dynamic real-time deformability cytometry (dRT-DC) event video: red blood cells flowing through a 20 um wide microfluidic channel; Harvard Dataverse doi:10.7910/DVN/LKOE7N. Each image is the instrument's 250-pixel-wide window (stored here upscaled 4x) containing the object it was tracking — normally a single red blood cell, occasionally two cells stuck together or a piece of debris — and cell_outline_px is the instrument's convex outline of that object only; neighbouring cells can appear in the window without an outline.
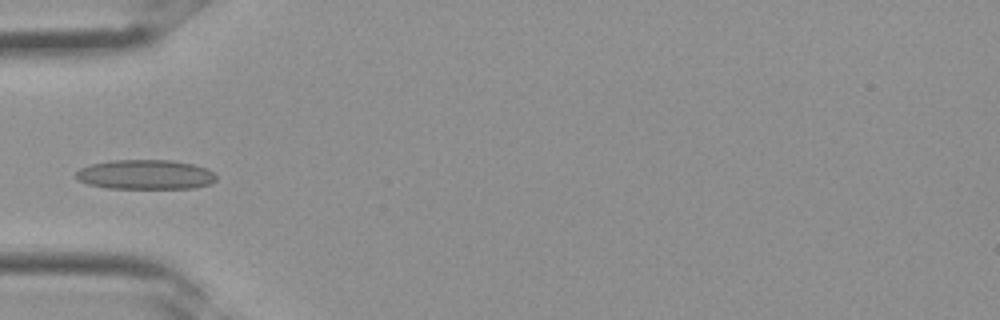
{"species": "Egyptian fruit bat (a non-hibernating species)", "species_latin": "Rousettus aegyptiacus", "temperature_condition": "room temperature", "stored_images_in_passage": 33, "camera_frame_rate_fps": 3000, "um_per_image_px": 0.085, "frame": {"image": 1, "passage_image": 11, "time_ms": 3.333, "image_size_px": [1000, 320], "cell_outline_px": [[216, 180], [208, 184], [192, 188], [108, 188], [88, 184], [80, 180], [76, 176], [76, 172], [80, 168], [92, 164], [112, 160], [172, 160], [192, 164], [208, 168], [216, 172]], "centroid_in_image_um": [12.4, 14.83], "position_along_channel_um": 72.6, "area_um2": 24.16}}
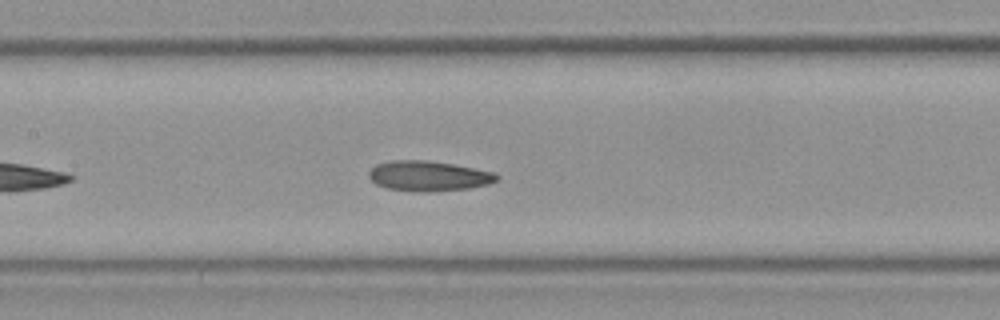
{"frame": {"image": 2, "passage_image": 16, "time_ms": 5.0, "image_size_px": [1000, 320], "cell_outline_px": [[500, 180], [488, 184], [468, 188], [432, 192], [420, 192], [388, 188], [376, 184], [368, 176], [368, 172], [376, 164], [392, 160], [428, 160], [452, 164], [496, 172], [500, 176]], "centroid_in_image_um": [36.46, 14.95], "position_along_channel_um": 170.9, "area_um2": 22.6}}
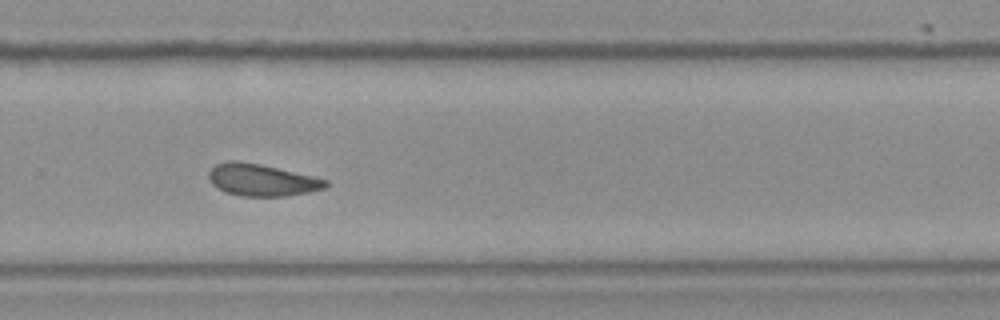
{"frame": {"image": 3, "passage_image": 23, "time_ms": 7.333, "image_size_px": [1000, 320], "cell_outline_px": [[328, 188], [288, 196], [240, 196], [224, 192], [216, 188], [212, 184], [208, 176], [208, 172], [216, 164], [228, 160], [236, 160], [260, 164], [312, 176], [328, 180]], "centroid_in_image_um": [22.23, 15.31], "position_along_channel_um": 307.6, "area_um2": 21.91}}